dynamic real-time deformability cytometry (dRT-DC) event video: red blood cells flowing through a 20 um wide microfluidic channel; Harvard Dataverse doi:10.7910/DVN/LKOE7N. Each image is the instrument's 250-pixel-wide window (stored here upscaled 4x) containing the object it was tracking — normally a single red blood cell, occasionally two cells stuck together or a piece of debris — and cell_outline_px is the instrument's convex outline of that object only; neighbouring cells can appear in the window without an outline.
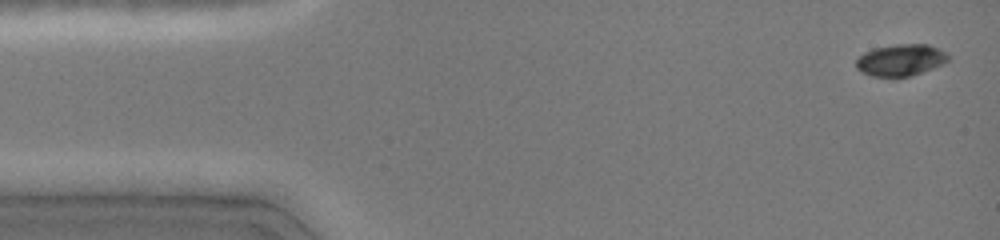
{"species": "common noctule bat (a hibernating species)", "species_latin": "Nyctalus noctula", "temperature_condition": "cold", "stored_images_in_passage": 33, "camera_frame_rate_fps": 3000, "um_per_image_px": 0.085, "animal": {"sex": "female", "body_mass_g": 19.0, "forearm_length_mm": 51.5}, "frame": {"image": 1, "passage_image": 1, "time_ms": 0.0, "image_size_px": [1000, 240], "cell_outline_px": [[948, 60], [944, 64], [912, 76], [872, 76], [856, 68], [856, 60], [864, 52], [872, 48], [896, 44], [928, 44], [944, 52], [948, 56]], "centroid_in_image_um": [76.55, 5.1], "position_along_channel_um": 8.4, "area_um2": 16.88}}
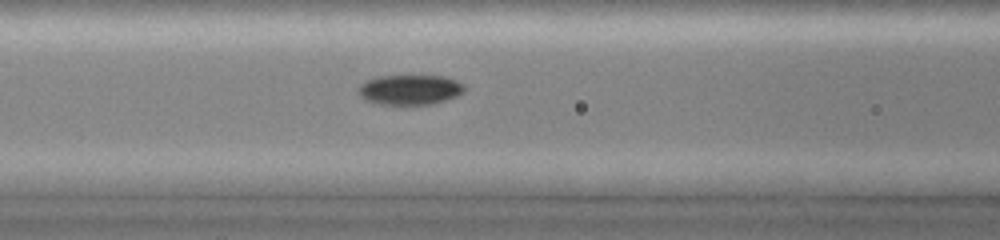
{"frame": {"image": 2, "passage_image": 15, "time_ms": 5.667, "image_size_px": [1000, 240], "cell_outline_px": [[464, 92], [448, 100], [432, 104], [380, 104], [364, 100], [356, 92], [356, 88], [364, 80], [380, 76], [444, 76], [456, 80], [464, 84]], "centroid_in_image_um": [34.8, 7.62], "position_along_channel_um": 131.8, "area_um2": 18.79}}
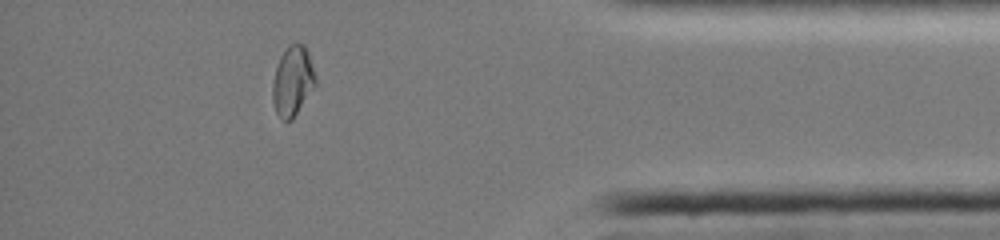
{"frame": {"image": 3, "passage_image": 30, "time_ms": 13.0, "image_size_px": [1000, 240], "cell_outline_px": [[316, 84], [292, 120], [284, 120], [276, 112], [272, 100], [272, 84], [276, 68], [280, 56], [288, 44], [304, 44], [308, 52], [316, 76]], "centroid_in_image_um": [24.87, 6.87], "position_along_channel_um": 410.3, "area_um2": 17.34}, "authors_computed_cell_mechanics": {"area_um2": 18.1492, "velocity_mm_per_s": 4.1087, "shape_relaxation_time_tau1_ms": 6.1524, "shape_relaxation_time_tau2_ms": 1.2118, "deformation_change_tau1": 0.1564, "deformation_change_tau2": 0.0248}}